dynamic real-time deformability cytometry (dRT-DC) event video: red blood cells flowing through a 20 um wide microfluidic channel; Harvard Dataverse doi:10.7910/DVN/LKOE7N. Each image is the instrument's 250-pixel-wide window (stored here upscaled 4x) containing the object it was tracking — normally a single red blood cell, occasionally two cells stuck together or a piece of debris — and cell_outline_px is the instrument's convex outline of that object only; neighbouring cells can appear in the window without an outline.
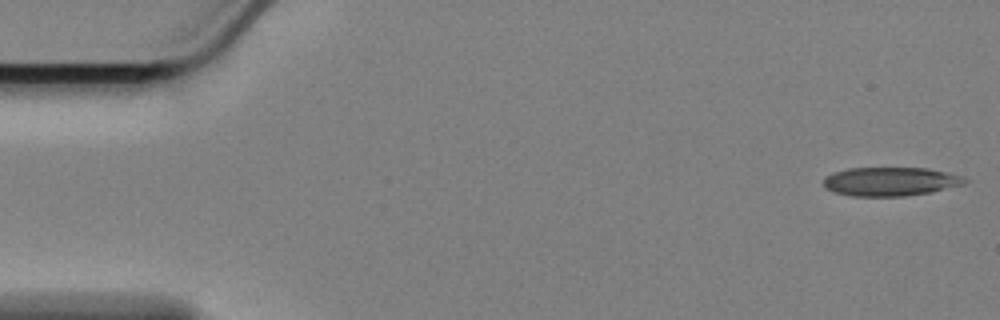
{"species": "Egyptian fruit bat (a non-hibernating species)", "species_latin": "Rousettus aegyptiacus", "temperature_condition": "cold", "stored_images_in_passage": 9, "camera_frame_rate_fps": 3000, "um_per_image_px": 0.085, "animal": {"sex": "female"}, "frame": {"image": 1, "passage_image": 1, "time_ms": 0.0, "image_size_px": [1000, 320], "cell_outline_px": [[972, 180], [964, 184], [932, 192], [904, 196], [852, 196], [832, 192], [824, 188], [824, 176], [832, 172], [848, 168], [928, 168], [948, 172], [964, 176]], "centroid_in_image_um": [75.7, 15.42], "position_along_channel_um": 9.3, "area_um2": 24.1}}